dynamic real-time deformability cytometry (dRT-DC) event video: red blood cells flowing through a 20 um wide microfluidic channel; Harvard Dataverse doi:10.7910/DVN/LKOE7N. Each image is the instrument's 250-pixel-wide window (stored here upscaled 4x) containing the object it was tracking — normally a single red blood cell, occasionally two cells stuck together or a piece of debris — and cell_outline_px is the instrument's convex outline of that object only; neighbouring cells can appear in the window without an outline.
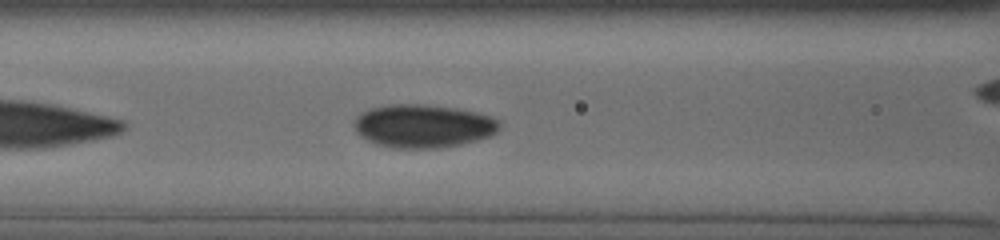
{"species": "human", "species_latin": "Homo sapiens", "temperature_condition": "cold", "stored_images_in_passage": 39, "camera_frame_rate_fps": 3000, "um_per_image_px": 0.085, "donor": {"sex": "male"}, "frame": {"image": 1, "passage_image": 7, "time_ms": 2.0, "image_size_px": [1000, 240], "cell_outline_px": [[500, 128], [492, 136], [460, 144], [440, 148], [392, 148], [376, 144], [360, 136], [356, 132], [352, 124], [356, 116], [372, 108], [388, 104], [424, 104], [456, 108], [476, 112], [500, 120]], "centroid_in_image_um": [35.96, 10.71], "position_along_channel_um": 130.6, "area_um2": 36.82}}
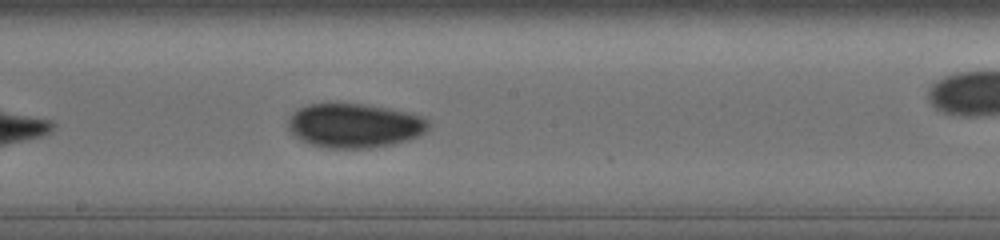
{"frame": {"image": 2, "passage_image": 14, "time_ms": 4.333, "image_size_px": [1000, 240], "cell_outline_px": [[428, 128], [420, 136], [408, 140], [392, 144], [372, 148], [328, 148], [308, 144], [300, 140], [288, 128], [288, 116], [296, 108], [308, 104], [368, 104], [388, 108], [420, 116], [428, 120]], "centroid_in_image_um": [30.09, 10.68], "position_along_channel_um": 218.1, "area_um2": 36.3}}
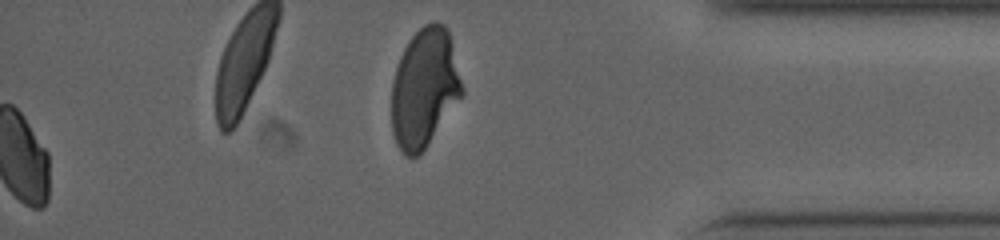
{"frame": {"image": 3, "passage_image": 39, "time_ms": 12.333, "image_size_px": [1000, 240], "cell_outline_px": [[464, 92], [424, 148], [416, 156], [404, 156], [396, 144], [392, 132], [392, 84], [396, 68], [400, 56], [408, 40], [424, 24], [432, 20], [436, 20], [444, 24], [448, 28], [464, 88]], "centroid_in_image_um": [36.07, 7.42], "position_along_channel_um": 399.1, "area_um2": 48.61}, "authors_computed_cell_mechanics": {"area_um2": 34.5644, "velocity_mm_per_s": 3.7557, "shape_relaxation_time_tau1_ms": null, "shape_relaxation_time_tau2_ms": 2.6241, "deformation_change_tau1": null, "deformation_change_tau2": 0.0371}}